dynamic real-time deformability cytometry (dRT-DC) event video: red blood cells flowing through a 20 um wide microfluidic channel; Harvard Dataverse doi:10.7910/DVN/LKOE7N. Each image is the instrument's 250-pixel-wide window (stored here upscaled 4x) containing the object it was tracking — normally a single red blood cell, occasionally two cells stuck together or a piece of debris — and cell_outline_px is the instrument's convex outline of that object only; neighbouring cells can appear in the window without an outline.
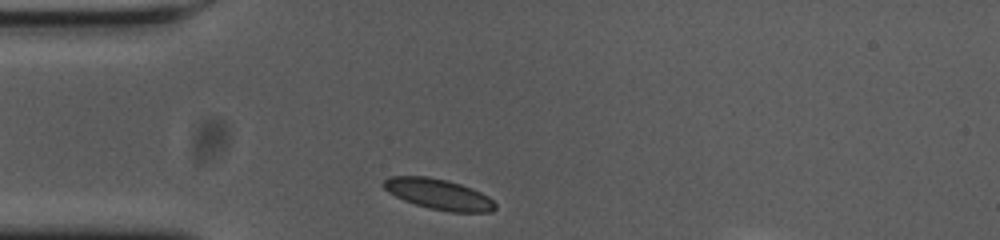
{"species": "common noctule bat (a hibernating species)", "species_latin": "Nyctalus noctula", "temperature_condition": "cold", "stored_images_in_passage": 31, "camera_frame_rate_fps": 3000, "um_per_image_px": 0.085, "animal": {"sex": "female", "body_mass_g": 23.0, "forearm_length_mm": 53.4}, "frame": {"image": 1, "passage_image": 1, "time_ms": 0.0, "image_size_px": [1000, 240], "cell_outline_px": [[496, 208], [492, 212], [448, 212], [428, 208], [404, 200], [388, 192], [384, 188], [384, 180], [392, 176], [428, 176], [448, 180], [472, 188], [488, 196], [496, 204]], "centroid_in_image_um": [37.31, 16.51], "position_along_channel_um": 47.7, "area_um2": 19.88}}
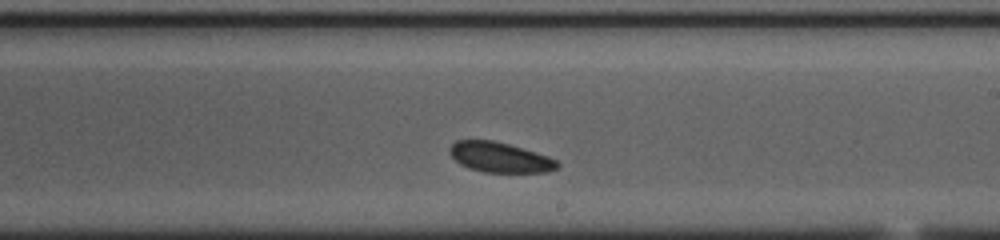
{"frame": {"image": 2, "passage_image": 19, "time_ms": 6.0, "image_size_px": [1000, 240], "cell_outline_px": [[560, 164], [556, 168], [548, 172], [484, 172], [468, 168], [460, 164], [452, 156], [448, 148], [456, 140], [492, 140], [508, 144], [536, 152], [548, 156], [556, 160]], "centroid_in_image_um": [42.48, 13.37], "position_along_channel_um": 246.5, "area_um2": 18.79}}
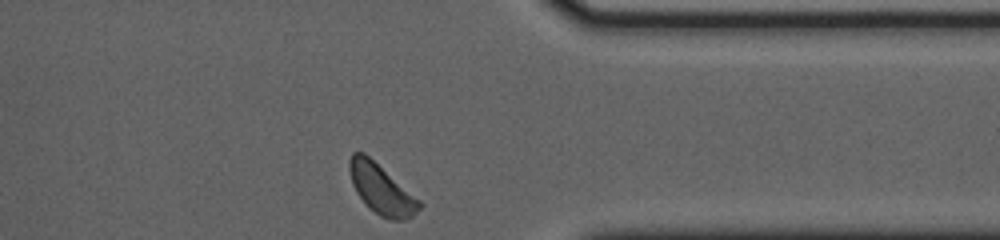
{"frame": {"image": 3, "passage_image": 31, "time_ms": 10.0, "image_size_px": [1000, 240], "cell_outline_px": [[424, 204], [412, 216], [404, 220], [388, 220], [380, 216], [368, 208], [356, 192], [352, 184], [348, 168], [348, 160], [352, 152], [364, 152], [420, 200]], "centroid_in_image_um": [32.39, 16.09], "position_along_channel_um": 379.0, "area_um2": 20.35}}